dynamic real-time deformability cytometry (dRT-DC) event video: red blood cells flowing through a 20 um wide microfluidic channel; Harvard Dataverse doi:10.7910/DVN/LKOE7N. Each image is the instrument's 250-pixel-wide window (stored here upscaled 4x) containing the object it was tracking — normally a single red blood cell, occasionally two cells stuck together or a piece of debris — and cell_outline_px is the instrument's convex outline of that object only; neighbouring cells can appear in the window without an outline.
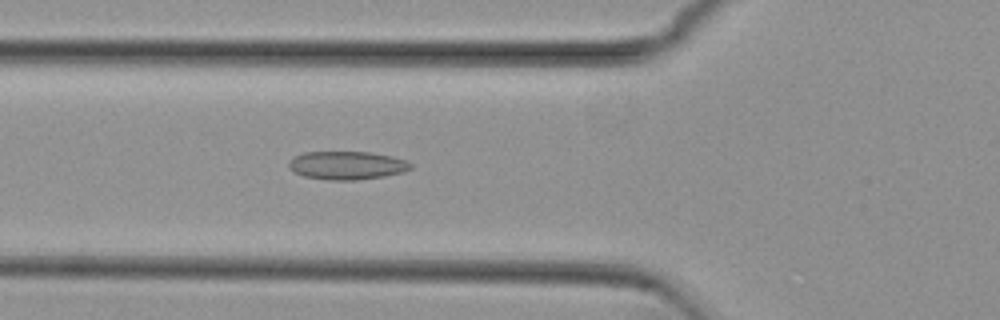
{"species": "common noctule bat (a hibernating species)", "species_latin": "Nyctalus noctula", "temperature_condition": "cold", "stored_images_in_passage": 49, "camera_frame_rate_fps": 3000, "um_per_image_px": 0.085, "animal": {"sex": "female", "body_mass_g": 29.2, "forearm_length_mm": 56.3}, "frame": {"image": 1, "passage_image": 14, "time_ms": 4.333, "image_size_px": [1000, 320], "cell_outline_px": [[412, 168], [404, 172], [384, 176], [356, 180], [328, 180], [304, 176], [288, 168], [288, 164], [296, 156], [304, 152], [368, 152], [392, 156], [404, 160], [412, 164]], "centroid_in_image_um": [29.51, 14.06], "position_along_channel_um": 96.3, "area_um2": 19.94}}
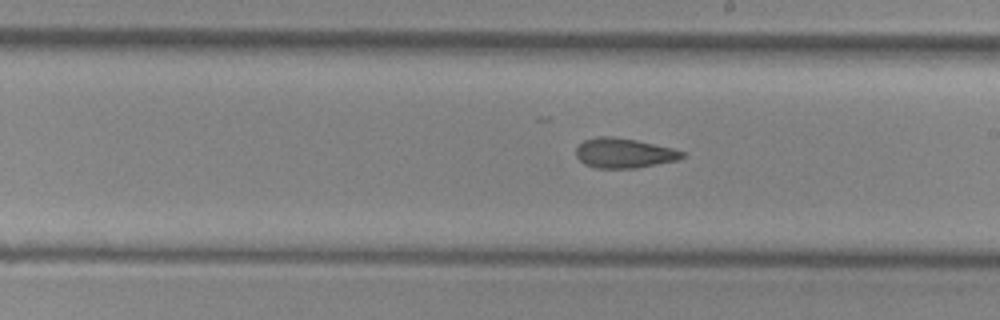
{"frame": {"image": 2, "passage_image": 25, "time_ms": 8.0, "image_size_px": [1000, 320], "cell_outline_px": [[688, 156], [676, 160], [636, 168], [596, 168], [584, 164], [576, 156], [576, 148], [584, 140], [596, 136], [612, 136], [636, 140], [672, 148], [684, 152]], "centroid_in_image_um": [53.03, 13.01], "position_along_channel_um": 236.0, "area_um2": 18.44}}
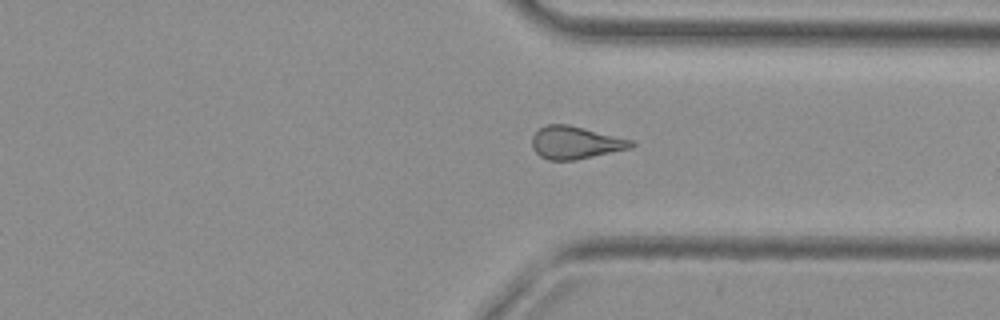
{"frame": {"image": 3, "passage_image": 35, "time_ms": 11.333, "image_size_px": [1000, 320], "cell_outline_px": [[636, 144], [632, 148], [572, 160], [548, 160], [540, 156], [532, 148], [532, 136], [544, 124], [568, 124], [632, 140]], "centroid_in_image_um": [48.89, 12.11], "position_along_channel_um": 362.5, "area_um2": 18.73}, "authors_computed_cell_mechanics": {"area_um2": 19.2474, "velocity_mm_per_s": 3.7946, "shape_relaxation_time_tau1_ms": null, "shape_relaxation_time_tau2_ms": 3.5221, "deformation_change_tau1": null, "deformation_change_tau2": 0.0985}}